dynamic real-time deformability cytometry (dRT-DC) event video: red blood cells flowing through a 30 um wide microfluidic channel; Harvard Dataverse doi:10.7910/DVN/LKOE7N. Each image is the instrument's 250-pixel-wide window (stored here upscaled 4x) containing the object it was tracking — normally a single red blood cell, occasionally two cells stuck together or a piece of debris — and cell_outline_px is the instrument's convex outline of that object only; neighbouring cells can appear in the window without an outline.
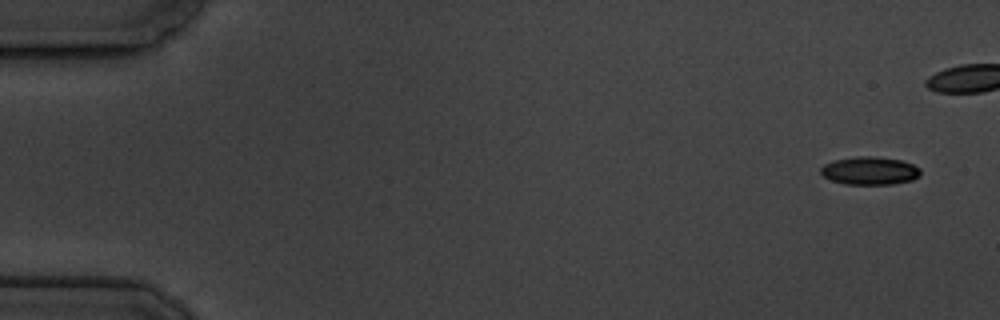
{"species": "common noctule bat (a hibernating species)", "species_latin": "Nyctalus noctula", "temperature_condition": "cold", "stored_images_in_passage": 5, "camera_frame_rate_fps": 3000, "um_per_image_px": 0.085, "animal": {"sex": "male", "body_mass_g": 19.5, "forearm_length_mm": 54.6}, "frame": {"image": 1, "passage_image": 1, "time_ms": 0.0, "image_size_px": [1000, 320], "cell_outline_px": [[920, 176], [912, 180], [892, 184], [844, 184], [832, 180], [824, 176], [820, 172], [820, 168], [824, 164], [836, 160], [856, 156], [872, 156], [900, 160], [912, 164], [920, 168]], "centroid_in_image_um": [73.93, 14.51], "position_along_channel_um": 11.1, "area_um2": 16.18}}